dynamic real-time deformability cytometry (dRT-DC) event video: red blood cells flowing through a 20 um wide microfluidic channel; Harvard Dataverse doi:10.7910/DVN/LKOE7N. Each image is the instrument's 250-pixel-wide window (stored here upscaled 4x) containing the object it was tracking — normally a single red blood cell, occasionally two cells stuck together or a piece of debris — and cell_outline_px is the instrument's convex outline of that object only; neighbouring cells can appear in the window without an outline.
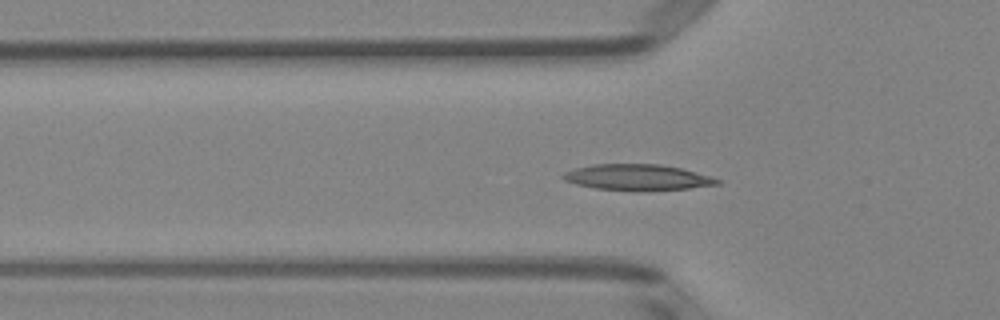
{"species": "Egyptian fruit bat (a non-hibernating species)", "species_latin": "Rousettus aegyptiacus", "temperature_condition": "room temperature", "stored_images_in_passage": 51, "segment_of_instrument_passage": [1, 2], "camera_frame_rate_fps": 3000, "um_per_image_px": 0.085, "animal": {"sex": "female"}, "frame": {"image": 1, "passage_image": 16, "time_ms": 5.0, "image_size_px": [1000, 320], "cell_outline_px": [[720, 184], [688, 188], [596, 188], [576, 184], [564, 180], [560, 176], [564, 172], [576, 168], [592, 164], [660, 164], [680, 168], [696, 172], [720, 180]], "centroid_in_image_um": [54.13, 15.02], "position_along_channel_um": 71.7, "area_um2": 22.08}}
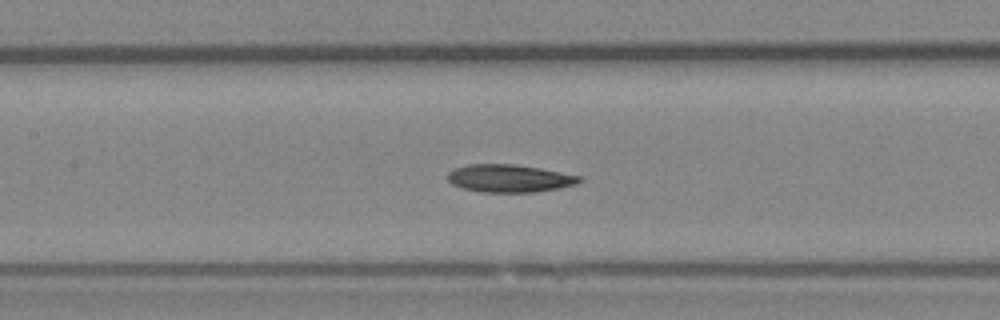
{"frame": {"image": 2, "passage_image": 23, "time_ms": 7.333, "image_size_px": [1000, 320], "cell_outline_px": [[584, 180], [576, 184], [560, 188], [536, 192], [480, 192], [464, 188], [452, 184], [448, 180], [448, 172], [456, 168], [468, 164], [512, 164], [540, 168], [580, 176]], "centroid_in_image_um": [43.32, 15.16], "position_along_channel_um": 164.1, "area_um2": 21.21}}
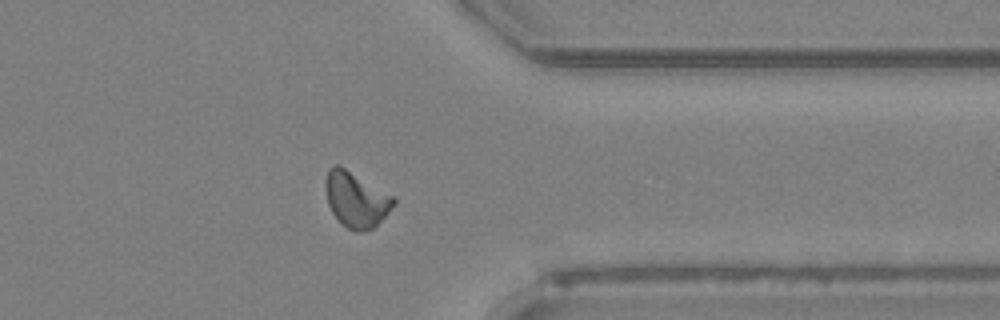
{"frame": {"image": 3, "passage_image": 40, "time_ms": 13.0, "image_size_px": [1000, 320], "cell_outline_px": [[396, 204], [372, 228], [360, 232], [356, 232], [348, 228], [332, 212], [328, 204], [324, 188], [324, 184], [328, 168], [332, 164], [340, 164], [392, 196], [396, 200]], "centroid_in_image_um": [30.22, 16.91], "position_along_channel_um": 381.2, "area_um2": 21.79}}